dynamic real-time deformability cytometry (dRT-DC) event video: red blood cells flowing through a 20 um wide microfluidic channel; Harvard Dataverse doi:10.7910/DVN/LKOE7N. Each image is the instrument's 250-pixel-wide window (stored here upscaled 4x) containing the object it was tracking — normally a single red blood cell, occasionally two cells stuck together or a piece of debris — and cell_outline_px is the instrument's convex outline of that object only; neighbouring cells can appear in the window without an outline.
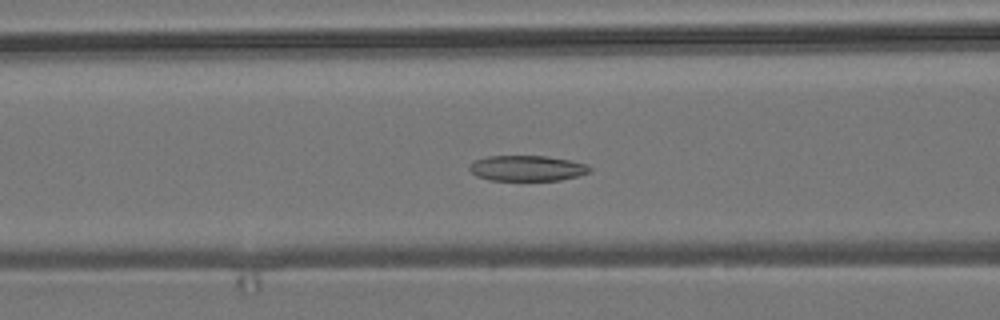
{"species": "common noctule bat (a hibernating species)", "species_latin": "Nyctalus noctula", "temperature_condition": "room temperature", "stored_images_in_passage": 47, "camera_frame_rate_fps": 3000, "um_per_image_px": 0.085, "animal": {"sex": "male", "body_mass_g": 19.2, "forearm_length_mm": 51.8}, "frame": {"image": 1, "passage_image": 15, "time_ms": 4.667, "image_size_px": [1000, 320], "cell_outline_px": [[592, 172], [580, 176], [560, 180], [488, 180], [476, 176], [468, 168], [476, 160], [488, 156], [544, 156], [572, 160], [588, 164], [592, 168]], "centroid_in_image_um": [44.88, 14.3], "position_along_channel_um": 121.7, "area_um2": 18.03}}
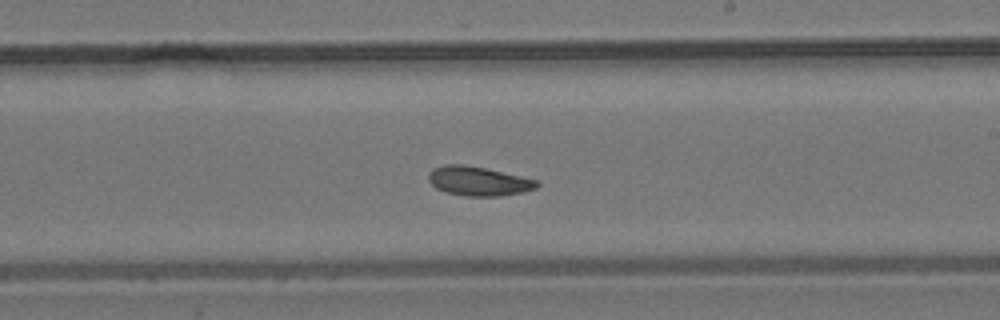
{"frame": {"image": 2, "passage_image": 25, "time_ms": 8.0, "image_size_px": [1000, 320], "cell_outline_px": [[540, 184], [536, 188], [524, 192], [500, 196], [464, 196], [448, 192], [436, 188], [428, 180], [428, 172], [432, 168], [444, 164], [464, 164], [484, 168], [520, 176], [536, 180]], "centroid_in_image_um": [40.64, 15.39], "position_along_channel_um": 248.4, "area_um2": 18.44}}
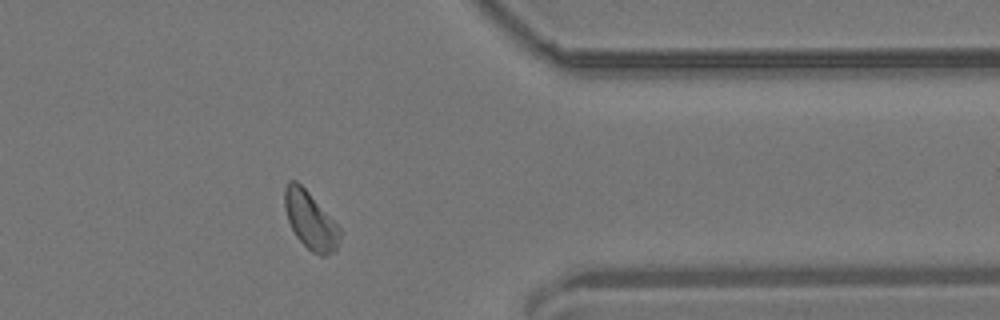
{"frame": {"image": 3, "passage_image": 37, "time_ms": 12.0, "image_size_px": [1000, 320], "cell_outline_px": [[340, 236], [336, 252], [324, 256], [320, 256], [312, 252], [296, 236], [288, 220], [284, 208], [284, 188], [288, 180], [296, 180], [308, 192], [340, 228]], "centroid_in_image_um": [26.37, 18.74], "position_along_channel_um": 385.0, "area_um2": 18.32}, "authors_computed_cell_mechanics": {"area_um2": 18.3804, "velocity_mm_per_s": 3.7941, "shape_relaxation_time_tau1_ms": 7.3276, "shape_relaxation_time_tau2_ms": 7.161, "deformation_change_tau1": 0.1242, "deformation_change_tau2": 0.1321}}